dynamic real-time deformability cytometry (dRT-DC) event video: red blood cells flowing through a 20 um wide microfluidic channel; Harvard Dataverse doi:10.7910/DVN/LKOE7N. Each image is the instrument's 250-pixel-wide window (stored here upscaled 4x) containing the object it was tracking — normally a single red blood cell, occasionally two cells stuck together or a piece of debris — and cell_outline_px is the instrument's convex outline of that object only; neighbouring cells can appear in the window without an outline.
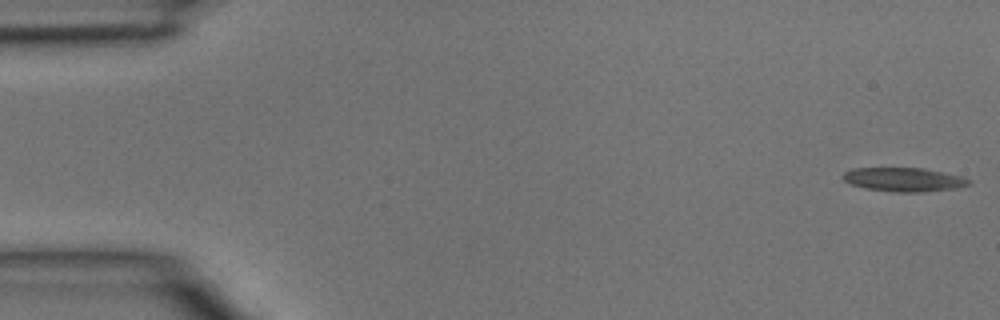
{"species": "common noctule bat (a hibernating species)", "species_latin": "Nyctalus noctula", "temperature_condition": "room temperature", "stored_images_in_passage": 5, "camera_frame_rate_fps": 3000, "um_per_image_px": 0.085, "animal": {"sex": "male", "body_mass_g": 15.6}, "frame": {"image": 1, "passage_image": 1, "time_ms": 0.0, "image_size_px": [1000, 320], "cell_outline_px": [[972, 184], [956, 188], [924, 192], [892, 192], [864, 188], [852, 184], [844, 180], [840, 176], [844, 172], [852, 168], [924, 168], [944, 172], [960, 176], [972, 180]], "centroid_in_image_um": [76.83, 15.26], "position_along_channel_um": 8.2, "area_um2": 17.69}}